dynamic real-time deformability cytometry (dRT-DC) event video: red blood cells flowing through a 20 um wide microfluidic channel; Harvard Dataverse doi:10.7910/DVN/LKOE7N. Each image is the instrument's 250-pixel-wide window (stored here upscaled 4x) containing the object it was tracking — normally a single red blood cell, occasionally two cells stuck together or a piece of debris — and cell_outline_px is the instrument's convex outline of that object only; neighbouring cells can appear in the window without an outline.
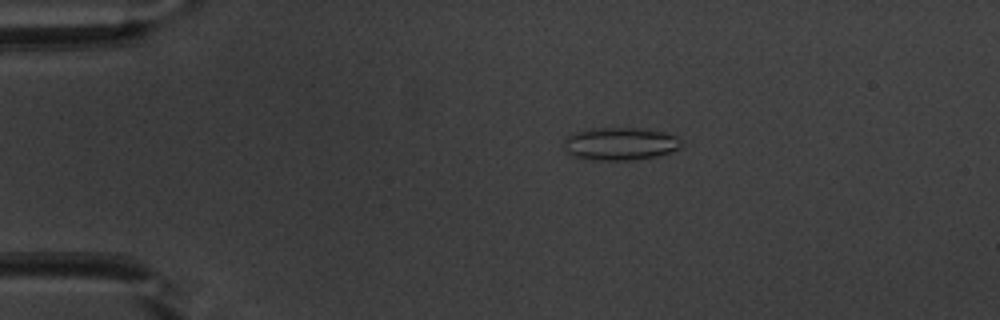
{"species": "common noctule bat (a hibernating species)", "species_latin": "Nyctalus noctula", "temperature_condition": "warm", "stored_images_in_passage": 44, "camera_frame_rate_fps": 3000, "um_per_image_px": 0.085, "animal": {"sex": "male", "body_mass_g": 20.1, "forearm_length_mm": 53.5}, "frame": {"image": 1, "passage_image": 3, "time_ms": 0.667, "image_size_px": [1000, 320], "cell_outline_px": [[684, 140], [680, 148], [668, 152], [652, 156], [628, 160], [592, 160], [572, 156], [564, 152], [564, 140], [568, 136], [576, 132], [592, 128], [640, 128], [660, 132], [676, 136]], "centroid_in_image_um": [52.67, 12.22], "position_along_channel_um": 32.3, "area_um2": 22.31}}
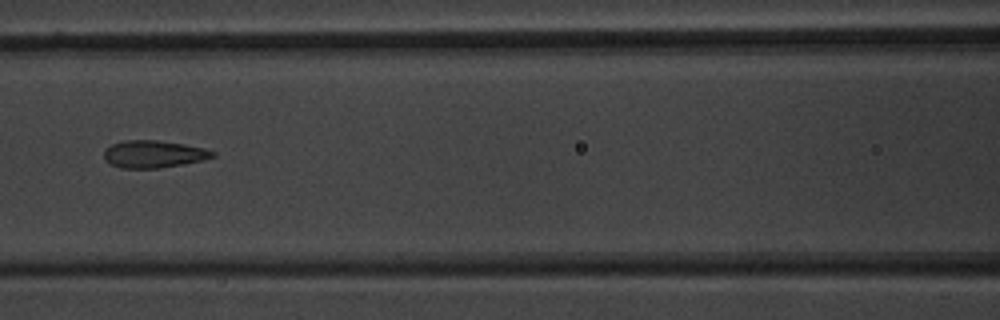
{"frame": {"image": 2, "passage_image": 16, "time_ms": 5.0, "image_size_px": [1000, 320], "cell_outline_px": [[216, 156], [204, 160], [184, 164], [160, 168], [120, 168], [104, 160], [104, 148], [112, 144], [124, 140], [156, 140], [184, 144], [204, 148], [216, 152]], "centroid_in_image_um": [13.06, 13.1], "position_along_channel_um": 153.5, "area_um2": 17.46}}
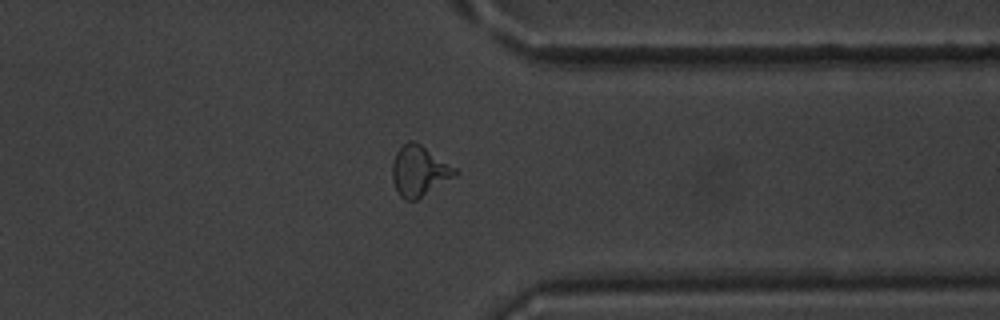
{"frame": {"image": 3, "passage_image": 33, "time_ms": 10.667, "image_size_px": [1000, 320], "cell_outline_px": [[460, 172], [456, 176], [416, 200], [404, 200], [400, 196], [392, 180], [392, 160], [396, 152], [408, 140], [416, 140], [456, 168]], "centroid_in_image_um": [35.64, 14.51], "position_along_channel_um": 375.8, "area_um2": 18.61}, "authors_computed_cell_mechanics": {"area_um2": 17.5712, "velocity_mm_per_s": 3.9798, "shape_relaxation_time_tau1_ms": 7.2234, "shape_relaxation_time_tau2_ms": 1.4682, "deformation_change_tau1": 0.2139, "deformation_change_tau2": 0.0798}}